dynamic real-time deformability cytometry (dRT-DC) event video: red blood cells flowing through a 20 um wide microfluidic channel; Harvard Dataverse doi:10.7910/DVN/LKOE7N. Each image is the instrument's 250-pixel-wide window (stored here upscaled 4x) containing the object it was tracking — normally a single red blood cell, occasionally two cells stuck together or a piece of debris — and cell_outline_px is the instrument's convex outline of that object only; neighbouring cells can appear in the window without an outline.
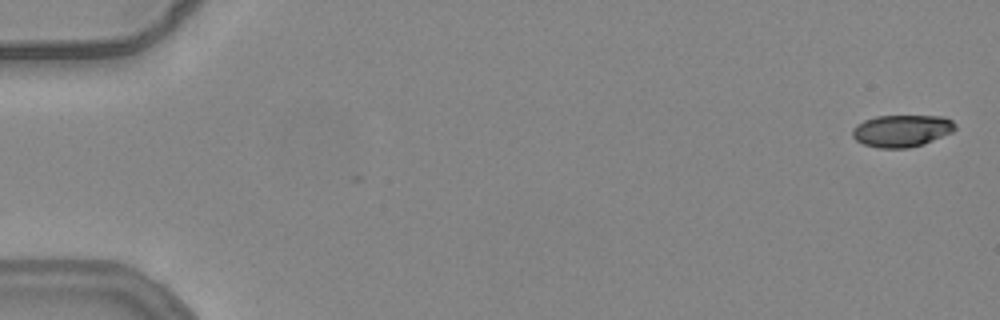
{"species": "common noctule bat (a hibernating species)", "species_latin": "Nyctalus noctula", "temperature_condition": "warm", "stored_images_in_passage": 5, "camera_frame_rate_fps": 3000, "um_per_image_px": 0.085, "animal": {"sex": "female", "body_mass_g": 24.6, "forearm_length_mm": 56.2}, "frame": {"image": 1, "passage_image": 1, "time_ms": 0.0, "image_size_px": [1000, 320], "cell_outline_px": [[956, 128], [952, 132], [924, 144], [908, 148], [880, 148], [864, 144], [856, 140], [852, 136], [852, 128], [856, 124], [864, 120], [876, 116], [944, 116], [952, 120], [956, 124]], "centroid_in_image_um": [76.65, 11.11], "position_along_channel_um": 8.4, "area_um2": 19.31}}